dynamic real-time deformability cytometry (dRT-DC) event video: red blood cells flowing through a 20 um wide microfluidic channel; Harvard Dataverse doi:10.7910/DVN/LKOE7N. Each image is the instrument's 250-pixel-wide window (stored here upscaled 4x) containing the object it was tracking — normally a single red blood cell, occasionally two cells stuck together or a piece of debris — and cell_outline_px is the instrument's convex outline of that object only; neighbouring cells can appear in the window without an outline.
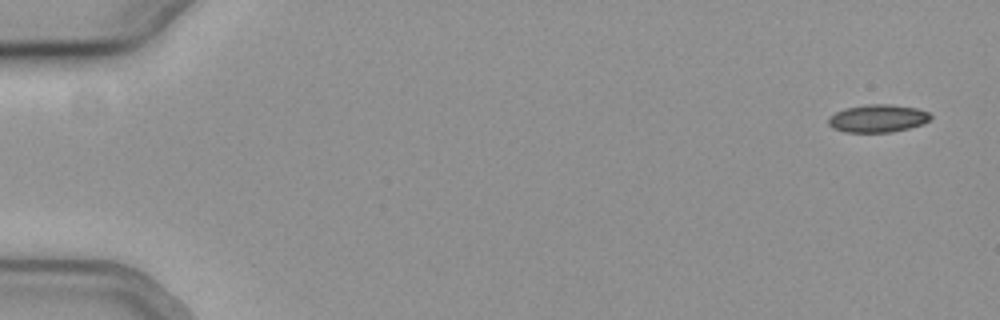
{"species": "common noctule bat (a hibernating species)", "species_latin": "Nyctalus noctula", "temperature_condition": "cold", "stored_images_in_passage": 54, "camera_frame_rate_fps": 3000, "um_per_image_px": 0.085, "animal": {"sex": "female", "body_mass_g": 19.3, "forearm_length_mm": 54.1}, "frame": {"image": 1, "passage_image": 1, "time_ms": 0.0, "image_size_px": [1000, 320], "cell_outline_px": [[932, 116], [928, 120], [920, 124], [908, 128], [892, 132], [844, 132], [832, 128], [828, 124], [828, 116], [844, 108], [868, 104], [892, 104], [916, 108], [928, 112]], "centroid_in_image_um": [74.56, 10.06], "position_along_channel_um": 10.4, "area_um2": 16.53}}
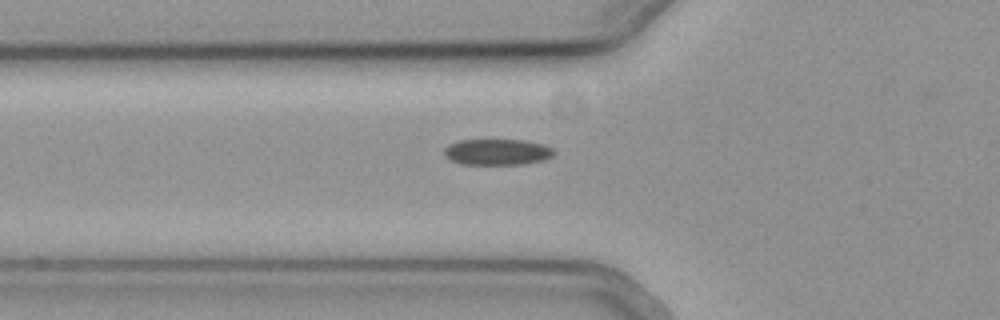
{"frame": {"image": 2, "passage_image": 19, "time_ms": 6.0, "image_size_px": [1000, 320], "cell_outline_px": [[556, 152], [552, 156], [544, 160], [524, 164], [460, 164], [448, 160], [444, 156], [444, 148], [448, 144], [460, 140], [524, 140], [544, 144], [552, 148]], "centroid_in_image_um": [42.24, 12.92], "position_along_channel_um": 83.6, "area_um2": 16.88}}
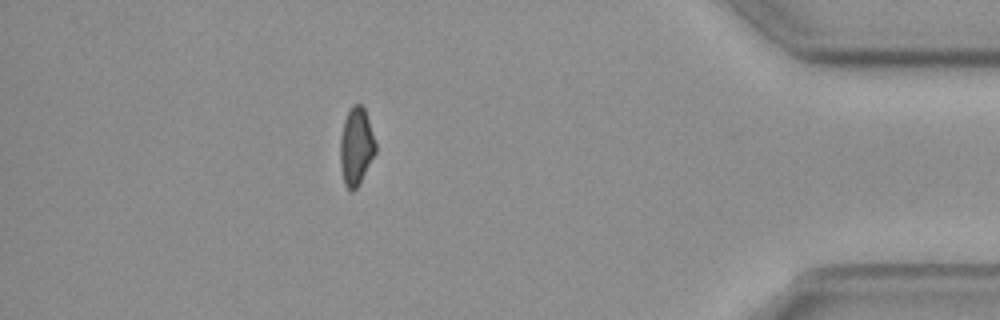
{"frame": {"image": 3, "passage_image": 48, "time_ms": 15.667, "image_size_px": [1000, 320], "cell_outline_px": [[376, 152], [360, 184], [352, 192], [344, 184], [340, 164], [340, 140], [344, 120], [352, 104], [360, 104], [364, 108], [376, 144]], "centroid_in_image_um": [30.27, 12.48], "position_along_channel_um": 404.9, "area_um2": 15.95}, "authors_computed_cell_mechanics": {"area_um2": 16.5886, "velocity_mm_per_s": 3.7757, "shape_relaxation_time_tau1_ms": 2.353, "shape_relaxation_time_tau2_ms": 8.5334, "deformation_change_tau1": 0.0795, "deformation_change_tau2": 0.1471}}